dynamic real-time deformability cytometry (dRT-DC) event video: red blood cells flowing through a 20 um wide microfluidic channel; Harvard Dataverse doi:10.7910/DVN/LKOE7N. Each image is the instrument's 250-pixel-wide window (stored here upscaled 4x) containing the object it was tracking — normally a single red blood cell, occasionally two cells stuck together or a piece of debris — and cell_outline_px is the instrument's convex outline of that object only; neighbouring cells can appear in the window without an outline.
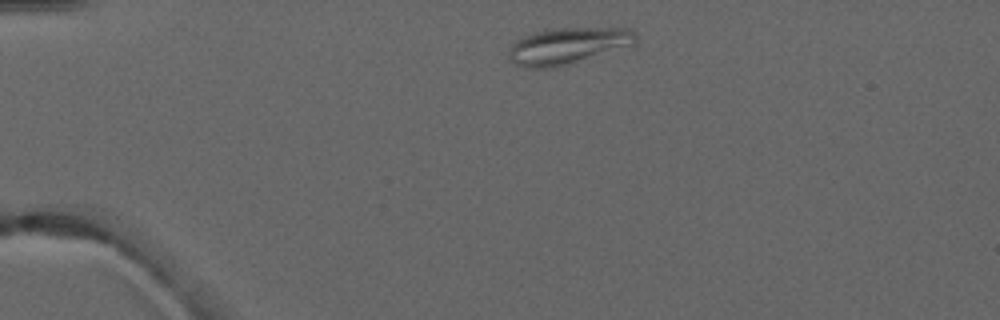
{"species": "common noctule bat (a hibernating species)", "species_latin": "Nyctalus noctula", "temperature_condition": "warm", "stored_images_in_passage": 2, "camera_frame_rate_fps": 3000, "um_per_image_px": 0.085, "animal": {"sex": "male", "forearm_length_mm": 52.5}, "frame": {"image": 1, "passage_image": 1, "time_ms": 0.0, "image_size_px": [1000, 320], "cell_outline_px": [[636, 44], [556, 68], [524, 68], [516, 64], [508, 56], [508, 48], [516, 40], [524, 36], [536, 32], [556, 28], [628, 28], [636, 32]], "centroid_in_image_um": [48.26, 3.9], "position_along_channel_um": 36.7, "area_um2": 27.05}}